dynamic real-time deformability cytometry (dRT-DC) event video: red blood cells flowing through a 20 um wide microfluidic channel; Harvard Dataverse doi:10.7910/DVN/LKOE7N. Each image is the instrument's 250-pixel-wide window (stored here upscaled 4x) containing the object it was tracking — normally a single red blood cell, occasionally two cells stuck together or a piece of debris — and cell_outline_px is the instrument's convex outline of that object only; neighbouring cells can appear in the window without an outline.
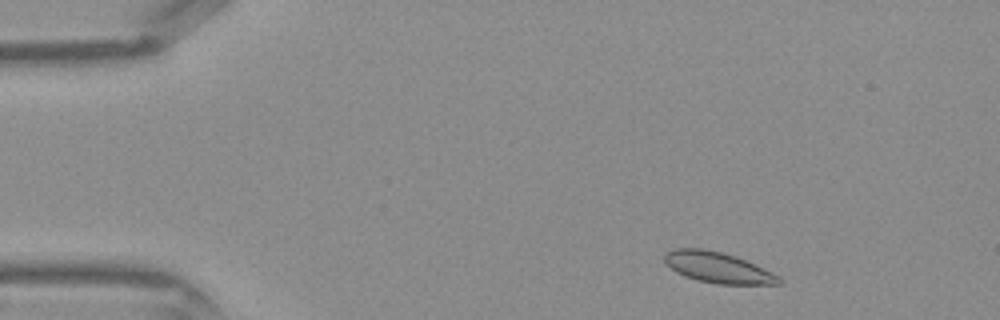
{"species": "Egyptian fruit bat (a non-hibernating species)", "species_latin": "Rousettus aegyptiacus", "temperature_condition": "warm", "stored_images_in_passage": 40, "camera_frame_rate_fps": 3000, "um_per_image_px": 0.085, "frame": {"image": 1, "passage_image": 3, "time_ms": 0.667, "image_size_px": [1000, 320], "cell_outline_px": [[780, 284], [716, 284], [696, 280], [684, 276], [676, 272], [664, 260], [664, 252], [676, 248], [704, 248], [736, 256], [756, 264], [780, 276]], "centroid_in_image_um": [61.01, 22.73], "position_along_channel_um": 24.0, "area_um2": 20.58}}
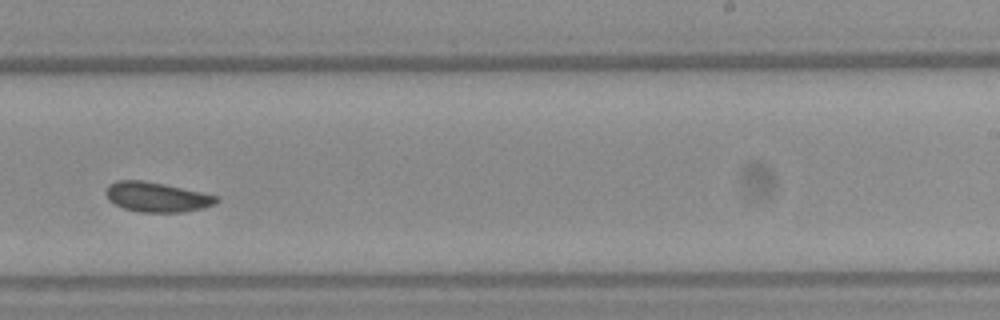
{"frame": {"image": 2, "passage_image": 24, "time_ms": 7.667, "image_size_px": [1000, 320], "cell_outline_px": [[220, 200], [216, 204], [204, 208], [180, 212], [140, 212], [124, 208], [108, 200], [104, 192], [108, 184], [116, 180], [144, 180], [164, 184], [200, 192], [216, 196]], "centroid_in_image_um": [13.29, 16.74], "position_along_channel_um": 275.7, "area_um2": 19.19}}
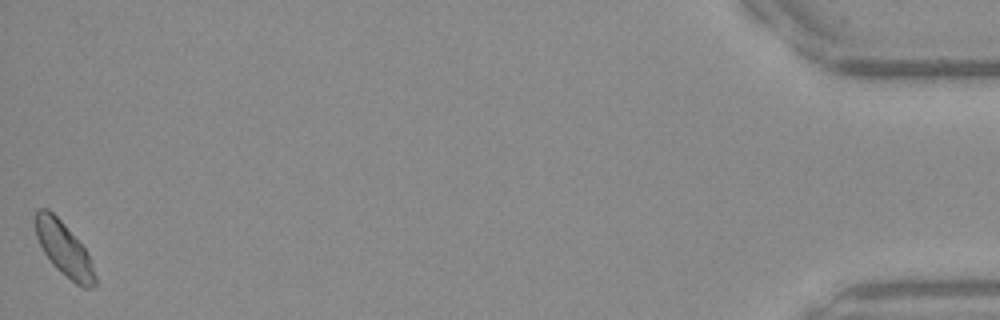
{"frame": {"image": 3, "passage_image": 40, "time_ms": 13.0, "image_size_px": [1000, 320], "cell_outline_px": [[96, 284], [92, 288], [84, 288], [76, 284], [56, 268], [52, 264], [44, 252], [36, 236], [36, 208], [48, 208], [64, 224], [84, 248], [92, 260], [96, 276]], "centroid_in_image_um": [5.46, 21.19], "position_along_channel_um": 429.7, "area_um2": 18.5}}